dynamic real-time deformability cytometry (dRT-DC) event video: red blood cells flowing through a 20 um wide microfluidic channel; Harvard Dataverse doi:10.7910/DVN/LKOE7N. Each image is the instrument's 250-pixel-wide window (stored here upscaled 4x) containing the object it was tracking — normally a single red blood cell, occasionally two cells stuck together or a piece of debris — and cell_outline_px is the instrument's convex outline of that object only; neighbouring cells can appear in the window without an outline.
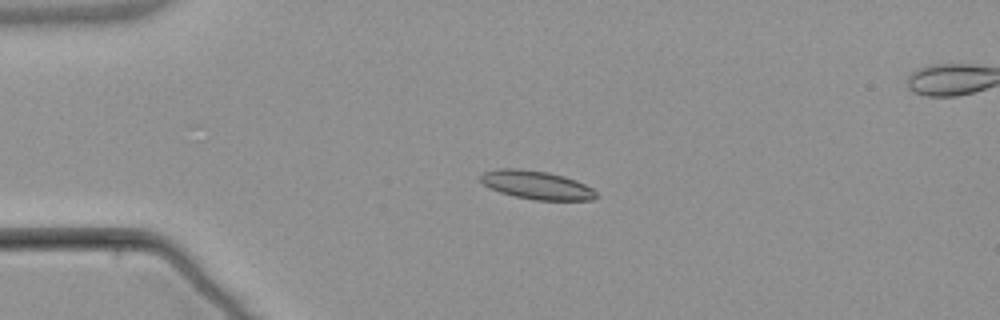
{"species": "common noctule bat (a hibernating species)", "species_latin": "Nyctalus noctula", "temperature_condition": "warm", "stored_images_in_passage": 6, "camera_frame_rate_fps": 3000, "um_per_image_px": 0.085, "animal": {"sex": "male", "body_mass_g": 21.5, "forearm_length_mm": 52.0}, "frame": {"image": 1, "passage_image": 4, "time_ms": 4.333, "image_size_px": [1000, 320], "cell_outline_px": [[600, 196], [592, 200], [532, 200], [500, 192], [484, 184], [480, 180], [480, 176], [484, 172], [500, 168], [520, 168], [548, 172], [564, 176], [576, 180], [592, 188]], "centroid_in_image_um": [45.64, 15.72], "position_along_channel_um": 39.4, "area_um2": 19.19}}